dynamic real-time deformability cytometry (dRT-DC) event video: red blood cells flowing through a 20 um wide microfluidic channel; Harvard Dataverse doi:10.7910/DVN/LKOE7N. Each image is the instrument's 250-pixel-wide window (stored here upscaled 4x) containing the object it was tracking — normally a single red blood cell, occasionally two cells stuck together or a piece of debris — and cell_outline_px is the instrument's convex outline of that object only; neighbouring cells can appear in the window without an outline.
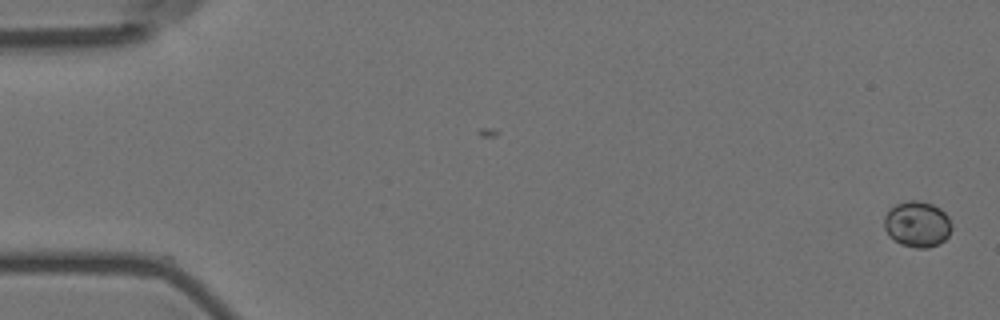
{"species": "Egyptian fruit bat (a non-hibernating species)", "species_latin": "Rousettus aegyptiacus", "temperature_condition": "room temperature", "stored_images_in_passage": 15, "camera_frame_rate_fps": 3000, "um_per_image_px": 0.085, "animal": {"sex": "female"}, "frame": {"image": 1, "passage_image": 1, "time_ms": 0.0, "image_size_px": [1000, 320], "cell_outline_px": [[952, 228], [948, 236], [940, 244], [928, 248], [916, 248], [900, 244], [884, 228], [884, 216], [896, 204], [908, 200], [920, 200], [932, 204], [940, 208], [948, 216], [952, 224]], "centroid_in_image_um": [78.0, 19.05], "position_along_channel_um": 7.0, "area_um2": 18.03}}
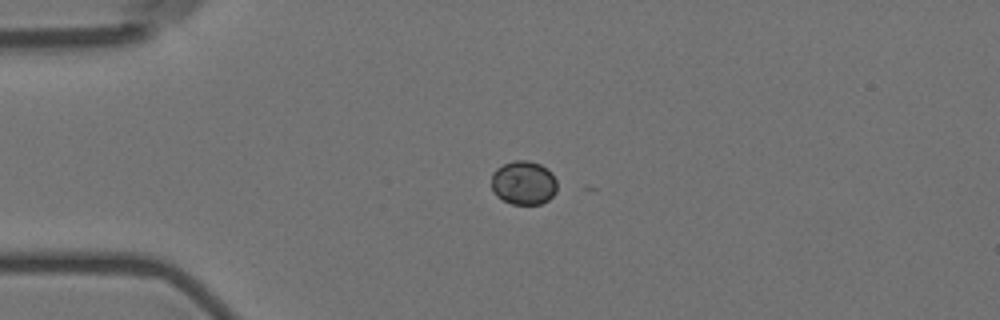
{"frame": {"image": 2, "passage_image": 14, "time_ms": 4.333, "image_size_px": [1000, 320], "cell_outline_px": [[556, 192], [548, 200], [540, 204], [512, 204], [496, 196], [492, 188], [492, 172], [496, 168], [504, 164], [516, 160], [528, 160], [540, 164], [548, 168], [552, 172], [556, 180]], "centroid_in_image_um": [44.51, 15.53], "position_along_channel_um": 40.5, "area_um2": 16.88}}